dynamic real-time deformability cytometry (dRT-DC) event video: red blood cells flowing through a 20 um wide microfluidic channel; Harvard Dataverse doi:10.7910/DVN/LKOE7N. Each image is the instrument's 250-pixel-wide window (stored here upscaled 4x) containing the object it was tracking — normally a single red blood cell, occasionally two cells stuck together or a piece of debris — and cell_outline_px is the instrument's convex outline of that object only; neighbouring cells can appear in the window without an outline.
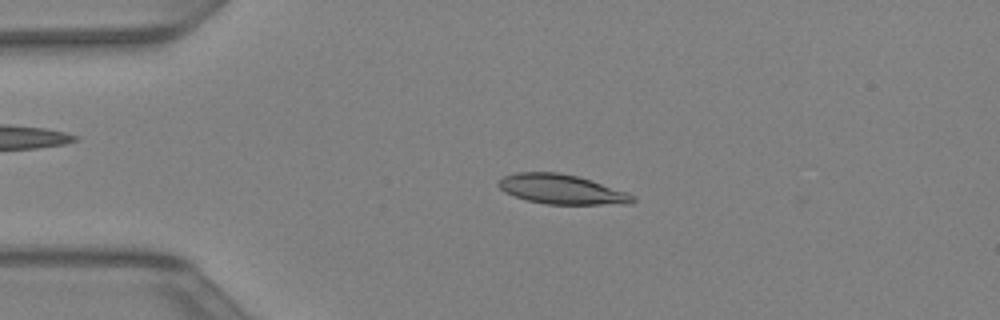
{"species": "Egyptian fruit bat (a non-hibernating species)", "species_latin": "Rousettus aegyptiacus", "temperature_condition": "warm", "stored_images_in_passage": 34, "camera_frame_rate_fps": 3000, "um_per_image_px": 0.085, "animal": {"sex": "female"}, "frame": {"image": 1, "passage_image": 1, "time_ms": 0.0, "image_size_px": [1000, 320], "cell_outline_px": [[636, 200], [632, 204], [548, 204], [528, 200], [504, 192], [496, 184], [504, 176], [516, 172], [560, 172], [576, 176], [636, 196]], "centroid_in_image_um": [47.71, 16.09], "position_along_channel_um": 37.3, "area_um2": 22.77}}
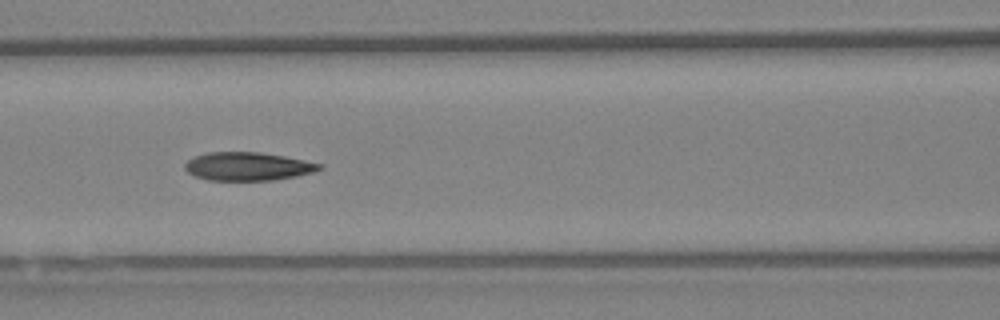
{"frame": {"image": 2, "passage_image": 10, "time_ms": 3.0, "image_size_px": [1000, 320], "cell_outline_px": [[324, 168], [312, 172], [296, 176], [272, 180], [208, 180], [196, 176], [188, 172], [184, 168], [184, 164], [188, 160], [196, 156], [208, 152], [260, 152], [284, 156], [324, 164]], "centroid_in_image_um": [21.08, 14.14], "position_along_channel_um": 145.5, "area_um2": 22.14}}
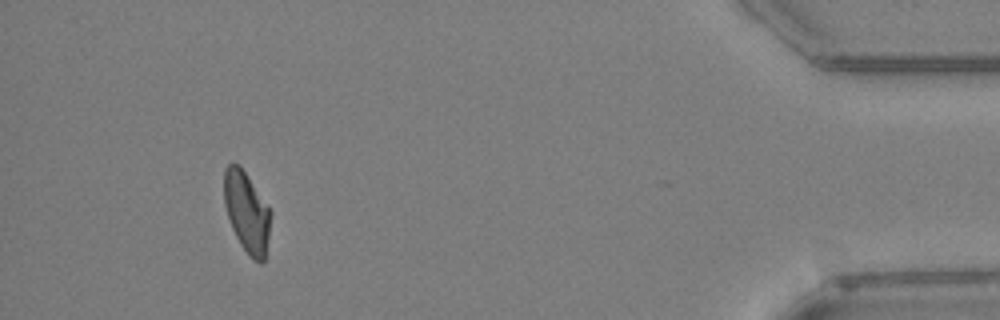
{"frame": {"image": 3, "passage_image": 31, "time_ms": 10.0, "image_size_px": [1000, 320], "cell_outline_px": [[272, 212], [264, 260], [260, 264], [252, 260], [240, 244], [228, 220], [224, 204], [224, 168], [228, 164], [240, 164]], "centroid_in_image_um": [20.96, 18.03], "position_along_channel_um": 414.2, "area_um2": 21.96}}